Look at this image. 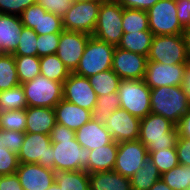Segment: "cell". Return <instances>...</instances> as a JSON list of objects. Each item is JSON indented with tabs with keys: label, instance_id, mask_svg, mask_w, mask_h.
Wrapping results in <instances>:
<instances>
[{
	"label": "cell",
	"instance_id": "cell-1",
	"mask_svg": "<svg viewBox=\"0 0 190 190\" xmlns=\"http://www.w3.org/2000/svg\"><path fill=\"white\" fill-rule=\"evenodd\" d=\"M49 136L54 152V171L85 170L88 173L91 150L77 142L75 131L56 123Z\"/></svg>",
	"mask_w": 190,
	"mask_h": 190
},
{
	"label": "cell",
	"instance_id": "cell-2",
	"mask_svg": "<svg viewBox=\"0 0 190 190\" xmlns=\"http://www.w3.org/2000/svg\"><path fill=\"white\" fill-rule=\"evenodd\" d=\"M178 139L176 125L163 116L149 113L140 121L139 138L148 155L154 151L174 148Z\"/></svg>",
	"mask_w": 190,
	"mask_h": 190
},
{
	"label": "cell",
	"instance_id": "cell-3",
	"mask_svg": "<svg viewBox=\"0 0 190 190\" xmlns=\"http://www.w3.org/2000/svg\"><path fill=\"white\" fill-rule=\"evenodd\" d=\"M151 113L169 119L175 125L188 112L190 102L181 86L151 89Z\"/></svg>",
	"mask_w": 190,
	"mask_h": 190
},
{
	"label": "cell",
	"instance_id": "cell-4",
	"mask_svg": "<svg viewBox=\"0 0 190 190\" xmlns=\"http://www.w3.org/2000/svg\"><path fill=\"white\" fill-rule=\"evenodd\" d=\"M115 47L113 44L91 36L85 46L79 64L73 73L88 78L111 69Z\"/></svg>",
	"mask_w": 190,
	"mask_h": 190
},
{
	"label": "cell",
	"instance_id": "cell-5",
	"mask_svg": "<svg viewBox=\"0 0 190 190\" xmlns=\"http://www.w3.org/2000/svg\"><path fill=\"white\" fill-rule=\"evenodd\" d=\"M122 17L123 7L119 1H102L92 36L118 46L123 36Z\"/></svg>",
	"mask_w": 190,
	"mask_h": 190
},
{
	"label": "cell",
	"instance_id": "cell-6",
	"mask_svg": "<svg viewBox=\"0 0 190 190\" xmlns=\"http://www.w3.org/2000/svg\"><path fill=\"white\" fill-rule=\"evenodd\" d=\"M151 89L142 80H121L118 95L120 108L140 119L151 113Z\"/></svg>",
	"mask_w": 190,
	"mask_h": 190
},
{
	"label": "cell",
	"instance_id": "cell-7",
	"mask_svg": "<svg viewBox=\"0 0 190 190\" xmlns=\"http://www.w3.org/2000/svg\"><path fill=\"white\" fill-rule=\"evenodd\" d=\"M147 59L167 65L189 62L183 35L153 36Z\"/></svg>",
	"mask_w": 190,
	"mask_h": 190
},
{
	"label": "cell",
	"instance_id": "cell-8",
	"mask_svg": "<svg viewBox=\"0 0 190 190\" xmlns=\"http://www.w3.org/2000/svg\"><path fill=\"white\" fill-rule=\"evenodd\" d=\"M28 107L53 108L63 99V83L38 75L32 81L21 84Z\"/></svg>",
	"mask_w": 190,
	"mask_h": 190
},
{
	"label": "cell",
	"instance_id": "cell-9",
	"mask_svg": "<svg viewBox=\"0 0 190 190\" xmlns=\"http://www.w3.org/2000/svg\"><path fill=\"white\" fill-rule=\"evenodd\" d=\"M149 29L154 36L182 34L176 0H159L147 10Z\"/></svg>",
	"mask_w": 190,
	"mask_h": 190
},
{
	"label": "cell",
	"instance_id": "cell-10",
	"mask_svg": "<svg viewBox=\"0 0 190 190\" xmlns=\"http://www.w3.org/2000/svg\"><path fill=\"white\" fill-rule=\"evenodd\" d=\"M101 2L95 0L73 2L62 18L64 30L82 32L92 36Z\"/></svg>",
	"mask_w": 190,
	"mask_h": 190
},
{
	"label": "cell",
	"instance_id": "cell-11",
	"mask_svg": "<svg viewBox=\"0 0 190 190\" xmlns=\"http://www.w3.org/2000/svg\"><path fill=\"white\" fill-rule=\"evenodd\" d=\"M53 148L49 135L25 133L23 145L19 151V163H37L54 170Z\"/></svg>",
	"mask_w": 190,
	"mask_h": 190
},
{
	"label": "cell",
	"instance_id": "cell-12",
	"mask_svg": "<svg viewBox=\"0 0 190 190\" xmlns=\"http://www.w3.org/2000/svg\"><path fill=\"white\" fill-rule=\"evenodd\" d=\"M147 157V148L138 139L119 142L113 170L130 178L142 167Z\"/></svg>",
	"mask_w": 190,
	"mask_h": 190
},
{
	"label": "cell",
	"instance_id": "cell-13",
	"mask_svg": "<svg viewBox=\"0 0 190 190\" xmlns=\"http://www.w3.org/2000/svg\"><path fill=\"white\" fill-rule=\"evenodd\" d=\"M90 37L91 35L82 32H61L56 55L70 73L76 70Z\"/></svg>",
	"mask_w": 190,
	"mask_h": 190
},
{
	"label": "cell",
	"instance_id": "cell-14",
	"mask_svg": "<svg viewBox=\"0 0 190 190\" xmlns=\"http://www.w3.org/2000/svg\"><path fill=\"white\" fill-rule=\"evenodd\" d=\"M147 57L115 47L112 70L122 80H142L145 77Z\"/></svg>",
	"mask_w": 190,
	"mask_h": 190
},
{
	"label": "cell",
	"instance_id": "cell-15",
	"mask_svg": "<svg viewBox=\"0 0 190 190\" xmlns=\"http://www.w3.org/2000/svg\"><path fill=\"white\" fill-rule=\"evenodd\" d=\"M20 18L24 27L33 29L38 35L61 33L64 30L62 18L47 12L38 4L26 8Z\"/></svg>",
	"mask_w": 190,
	"mask_h": 190
},
{
	"label": "cell",
	"instance_id": "cell-16",
	"mask_svg": "<svg viewBox=\"0 0 190 190\" xmlns=\"http://www.w3.org/2000/svg\"><path fill=\"white\" fill-rule=\"evenodd\" d=\"M97 97L86 77L70 73L63 82V99L81 108L92 111L96 106Z\"/></svg>",
	"mask_w": 190,
	"mask_h": 190
},
{
	"label": "cell",
	"instance_id": "cell-17",
	"mask_svg": "<svg viewBox=\"0 0 190 190\" xmlns=\"http://www.w3.org/2000/svg\"><path fill=\"white\" fill-rule=\"evenodd\" d=\"M186 64L167 65L147 61L144 81L150 88L181 86Z\"/></svg>",
	"mask_w": 190,
	"mask_h": 190
},
{
	"label": "cell",
	"instance_id": "cell-18",
	"mask_svg": "<svg viewBox=\"0 0 190 190\" xmlns=\"http://www.w3.org/2000/svg\"><path fill=\"white\" fill-rule=\"evenodd\" d=\"M140 121V118L119 108L109 118L105 119L104 125L110 132L112 139L119 143L139 138Z\"/></svg>",
	"mask_w": 190,
	"mask_h": 190
},
{
	"label": "cell",
	"instance_id": "cell-19",
	"mask_svg": "<svg viewBox=\"0 0 190 190\" xmlns=\"http://www.w3.org/2000/svg\"><path fill=\"white\" fill-rule=\"evenodd\" d=\"M15 173L24 190H46L55 182V171L37 163H20Z\"/></svg>",
	"mask_w": 190,
	"mask_h": 190
},
{
	"label": "cell",
	"instance_id": "cell-20",
	"mask_svg": "<svg viewBox=\"0 0 190 190\" xmlns=\"http://www.w3.org/2000/svg\"><path fill=\"white\" fill-rule=\"evenodd\" d=\"M56 123L77 131L92 119L91 111L62 99L55 107Z\"/></svg>",
	"mask_w": 190,
	"mask_h": 190
},
{
	"label": "cell",
	"instance_id": "cell-21",
	"mask_svg": "<svg viewBox=\"0 0 190 190\" xmlns=\"http://www.w3.org/2000/svg\"><path fill=\"white\" fill-rule=\"evenodd\" d=\"M77 142L86 149L95 150L110 144L113 139L104 123L92 119L79 128L76 132Z\"/></svg>",
	"mask_w": 190,
	"mask_h": 190
},
{
	"label": "cell",
	"instance_id": "cell-22",
	"mask_svg": "<svg viewBox=\"0 0 190 190\" xmlns=\"http://www.w3.org/2000/svg\"><path fill=\"white\" fill-rule=\"evenodd\" d=\"M24 28L20 16L0 14V44L2 54H12L20 41Z\"/></svg>",
	"mask_w": 190,
	"mask_h": 190
},
{
	"label": "cell",
	"instance_id": "cell-23",
	"mask_svg": "<svg viewBox=\"0 0 190 190\" xmlns=\"http://www.w3.org/2000/svg\"><path fill=\"white\" fill-rule=\"evenodd\" d=\"M25 133H42L50 135L56 125V114L53 108L27 107Z\"/></svg>",
	"mask_w": 190,
	"mask_h": 190
},
{
	"label": "cell",
	"instance_id": "cell-24",
	"mask_svg": "<svg viewBox=\"0 0 190 190\" xmlns=\"http://www.w3.org/2000/svg\"><path fill=\"white\" fill-rule=\"evenodd\" d=\"M90 190H132L130 178L115 170L89 174Z\"/></svg>",
	"mask_w": 190,
	"mask_h": 190
},
{
	"label": "cell",
	"instance_id": "cell-25",
	"mask_svg": "<svg viewBox=\"0 0 190 190\" xmlns=\"http://www.w3.org/2000/svg\"><path fill=\"white\" fill-rule=\"evenodd\" d=\"M117 151L118 143L114 140L110 144L91 150L88 161V174L113 170Z\"/></svg>",
	"mask_w": 190,
	"mask_h": 190
},
{
	"label": "cell",
	"instance_id": "cell-26",
	"mask_svg": "<svg viewBox=\"0 0 190 190\" xmlns=\"http://www.w3.org/2000/svg\"><path fill=\"white\" fill-rule=\"evenodd\" d=\"M153 36L154 35L150 30L123 33L121 41L117 47L147 57Z\"/></svg>",
	"mask_w": 190,
	"mask_h": 190
},
{
	"label": "cell",
	"instance_id": "cell-27",
	"mask_svg": "<svg viewBox=\"0 0 190 190\" xmlns=\"http://www.w3.org/2000/svg\"><path fill=\"white\" fill-rule=\"evenodd\" d=\"M159 179L161 174L148 155L142 167L130 177V183L132 190H149Z\"/></svg>",
	"mask_w": 190,
	"mask_h": 190
},
{
	"label": "cell",
	"instance_id": "cell-28",
	"mask_svg": "<svg viewBox=\"0 0 190 190\" xmlns=\"http://www.w3.org/2000/svg\"><path fill=\"white\" fill-rule=\"evenodd\" d=\"M55 182L62 190H90L89 174L85 170L55 171Z\"/></svg>",
	"mask_w": 190,
	"mask_h": 190
},
{
	"label": "cell",
	"instance_id": "cell-29",
	"mask_svg": "<svg viewBox=\"0 0 190 190\" xmlns=\"http://www.w3.org/2000/svg\"><path fill=\"white\" fill-rule=\"evenodd\" d=\"M89 83L98 97L118 93L121 78L112 69L88 77Z\"/></svg>",
	"mask_w": 190,
	"mask_h": 190
},
{
	"label": "cell",
	"instance_id": "cell-30",
	"mask_svg": "<svg viewBox=\"0 0 190 190\" xmlns=\"http://www.w3.org/2000/svg\"><path fill=\"white\" fill-rule=\"evenodd\" d=\"M40 74L52 81L63 83L70 72L56 54H51L40 57Z\"/></svg>",
	"mask_w": 190,
	"mask_h": 190
},
{
	"label": "cell",
	"instance_id": "cell-31",
	"mask_svg": "<svg viewBox=\"0 0 190 190\" xmlns=\"http://www.w3.org/2000/svg\"><path fill=\"white\" fill-rule=\"evenodd\" d=\"M19 83L32 81L40 75V57L14 56Z\"/></svg>",
	"mask_w": 190,
	"mask_h": 190
},
{
	"label": "cell",
	"instance_id": "cell-32",
	"mask_svg": "<svg viewBox=\"0 0 190 190\" xmlns=\"http://www.w3.org/2000/svg\"><path fill=\"white\" fill-rule=\"evenodd\" d=\"M19 78L16 70L13 54L0 55V91L8 90L19 85Z\"/></svg>",
	"mask_w": 190,
	"mask_h": 190
},
{
	"label": "cell",
	"instance_id": "cell-33",
	"mask_svg": "<svg viewBox=\"0 0 190 190\" xmlns=\"http://www.w3.org/2000/svg\"><path fill=\"white\" fill-rule=\"evenodd\" d=\"M122 30L123 33L150 30L147 11L123 8Z\"/></svg>",
	"mask_w": 190,
	"mask_h": 190
},
{
	"label": "cell",
	"instance_id": "cell-34",
	"mask_svg": "<svg viewBox=\"0 0 190 190\" xmlns=\"http://www.w3.org/2000/svg\"><path fill=\"white\" fill-rule=\"evenodd\" d=\"M28 103L21 84L8 90L0 91V112L6 110L26 109Z\"/></svg>",
	"mask_w": 190,
	"mask_h": 190
},
{
	"label": "cell",
	"instance_id": "cell-35",
	"mask_svg": "<svg viewBox=\"0 0 190 190\" xmlns=\"http://www.w3.org/2000/svg\"><path fill=\"white\" fill-rule=\"evenodd\" d=\"M120 108L118 93H111L105 96L97 97L96 106L91 111L92 120L104 123L105 119Z\"/></svg>",
	"mask_w": 190,
	"mask_h": 190
},
{
	"label": "cell",
	"instance_id": "cell-36",
	"mask_svg": "<svg viewBox=\"0 0 190 190\" xmlns=\"http://www.w3.org/2000/svg\"><path fill=\"white\" fill-rule=\"evenodd\" d=\"M161 179L172 190L190 189V166L178 164L168 172L161 175Z\"/></svg>",
	"mask_w": 190,
	"mask_h": 190
},
{
	"label": "cell",
	"instance_id": "cell-37",
	"mask_svg": "<svg viewBox=\"0 0 190 190\" xmlns=\"http://www.w3.org/2000/svg\"><path fill=\"white\" fill-rule=\"evenodd\" d=\"M26 109L0 112V129L25 132Z\"/></svg>",
	"mask_w": 190,
	"mask_h": 190
},
{
	"label": "cell",
	"instance_id": "cell-38",
	"mask_svg": "<svg viewBox=\"0 0 190 190\" xmlns=\"http://www.w3.org/2000/svg\"><path fill=\"white\" fill-rule=\"evenodd\" d=\"M149 157L161 175L179 164L176 147L151 152Z\"/></svg>",
	"mask_w": 190,
	"mask_h": 190
},
{
	"label": "cell",
	"instance_id": "cell-39",
	"mask_svg": "<svg viewBox=\"0 0 190 190\" xmlns=\"http://www.w3.org/2000/svg\"><path fill=\"white\" fill-rule=\"evenodd\" d=\"M37 36L38 34L33 29L24 27L19 44L12 54L14 56H37Z\"/></svg>",
	"mask_w": 190,
	"mask_h": 190
},
{
	"label": "cell",
	"instance_id": "cell-40",
	"mask_svg": "<svg viewBox=\"0 0 190 190\" xmlns=\"http://www.w3.org/2000/svg\"><path fill=\"white\" fill-rule=\"evenodd\" d=\"M25 132L0 129V146L18 154L24 141Z\"/></svg>",
	"mask_w": 190,
	"mask_h": 190
},
{
	"label": "cell",
	"instance_id": "cell-41",
	"mask_svg": "<svg viewBox=\"0 0 190 190\" xmlns=\"http://www.w3.org/2000/svg\"><path fill=\"white\" fill-rule=\"evenodd\" d=\"M61 33L45 34L37 36V56L56 54Z\"/></svg>",
	"mask_w": 190,
	"mask_h": 190
},
{
	"label": "cell",
	"instance_id": "cell-42",
	"mask_svg": "<svg viewBox=\"0 0 190 190\" xmlns=\"http://www.w3.org/2000/svg\"><path fill=\"white\" fill-rule=\"evenodd\" d=\"M19 164L17 154L0 146V176L14 174Z\"/></svg>",
	"mask_w": 190,
	"mask_h": 190
},
{
	"label": "cell",
	"instance_id": "cell-43",
	"mask_svg": "<svg viewBox=\"0 0 190 190\" xmlns=\"http://www.w3.org/2000/svg\"><path fill=\"white\" fill-rule=\"evenodd\" d=\"M36 4V0H0V14L20 16L22 12Z\"/></svg>",
	"mask_w": 190,
	"mask_h": 190
},
{
	"label": "cell",
	"instance_id": "cell-44",
	"mask_svg": "<svg viewBox=\"0 0 190 190\" xmlns=\"http://www.w3.org/2000/svg\"><path fill=\"white\" fill-rule=\"evenodd\" d=\"M73 0H36V4L42 6L47 12H51L61 18L71 8Z\"/></svg>",
	"mask_w": 190,
	"mask_h": 190
},
{
	"label": "cell",
	"instance_id": "cell-45",
	"mask_svg": "<svg viewBox=\"0 0 190 190\" xmlns=\"http://www.w3.org/2000/svg\"><path fill=\"white\" fill-rule=\"evenodd\" d=\"M178 163L190 166V138L178 137L176 142Z\"/></svg>",
	"mask_w": 190,
	"mask_h": 190
},
{
	"label": "cell",
	"instance_id": "cell-46",
	"mask_svg": "<svg viewBox=\"0 0 190 190\" xmlns=\"http://www.w3.org/2000/svg\"><path fill=\"white\" fill-rule=\"evenodd\" d=\"M177 17L181 26L185 29L190 24V1L176 0Z\"/></svg>",
	"mask_w": 190,
	"mask_h": 190
},
{
	"label": "cell",
	"instance_id": "cell-47",
	"mask_svg": "<svg viewBox=\"0 0 190 190\" xmlns=\"http://www.w3.org/2000/svg\"><path fill=\"white\" fill-rule=\"evenodd\" d=\"M120 5L126 9H139L147 11L159 0H118Z\"/></svg>",
	"mask_w": 190,
	"mask_h": 190
},
{
	"label": "cell",
	"instance_id": "cell-48",
	"mask_svg": "<svg viewBox=\"0 0 190 190\" xmlns=\"http://www.w3.org/2000/svg\"><path fill=\"white\" fill-rule=\"evenodd\" d=\"M0 190H24L16 173L0 176Z\"/></svg>",
	"mask_w": 190,
	"mask_h": 190
},
{
	"label": "cell",
	"instance_id": "cell-49",
	"mask_svg": "<svg viewBox=\"0 0 190 190\" xmlns=\"http://www.w3.org/2000/svg\"><path fill=\"white\" fill-rule=\"evenodd\" d=\"M178 137L190 138V108L188 112L176 124Z\"/></svg>",
	"mask_w": 190,
	"mask_h": 190
},
{
	"label": "cell",
	"instance_id": "cell-50",
	"mask_svg": "<svg viewBox=\"0 0 190 190\" xmlns=\"http://www.w3.org/2000/svg\"><path fill=\"white\" fill-rule=\"evenodd\" d=\"M181 88L186 93L187 100L190 102V61L185 65Z\"/></svg>",
	"mask_w": 190,
	"mask_h": 190
},
{
	"label": "cell",
	"instance_id": "cell-51",
	"mask_svg": "<svg viewBox=\"0 0 190 190\" xmlns=\"http://www.w3.org/2000/svg\"><path fill=\"white\" fill-rule=\"evenodd\" d=\"M182 35L185 42L186 52L190 59V27L185 28Z\"/></svg>",
	"mask_w": 190,
	"mask_h": 190
},
{
	"label": "cell",
	"instance_id": "cell-52",
	"mask_svg": "<svg viewBox=\"0 0 190 190\" xmlns=\"http://www.w3.org/2000/svg\"><path fill=\"white\" fill-rule=\"evenodd\" d=\"M149 190H172L162 179H159Z\"/></svg>",
	"mask_w": 190,
	"mask_h": 190
},
{
	"label": "cell",
	"instance_id": "cell-53",
	"mask_svg": "<svg viewBox=\"0 0 190 190\" xmlns=\"http://www.w3.org/2000/svg\"><path fill=\"white\" fill-rule=\"evenodd\" d=\"M46 190H62L60 187H59V185L56 183V182H54L48 189H46Z\"/></svg>",
	"mask_w": 190,
	"mask_h": 190
},
{
	"label": "cell",
	"instance_id": "cell-54",
	"mask_svg": "<svg viewBox=\"0 0 190 190\" xmlns=\"http://www.w3.org/2000/svg\"><path fill=\"white\" fill-rule=\"evenodd\" d=\"M81 1H91V0H73V2H81ZM95 1H102V0H95Z\"/></svg>",
	"mask_w": 190,
	"mask_h": 190
},
{
	"label": "cell",
	"instance_id": "cell-55",
	"mask_svg": "<svg viewBox=\"0 0 190 190\" xmlns=\"http://www.w3.org/2000/svg\"><path fill=\"white\" fill-rule=\"evenodd\" d=\"M2 54L1 44H0V55Z\"/></svg>",
	"mask_w": 190,
	"mask_h": 190
}]
</instances>
